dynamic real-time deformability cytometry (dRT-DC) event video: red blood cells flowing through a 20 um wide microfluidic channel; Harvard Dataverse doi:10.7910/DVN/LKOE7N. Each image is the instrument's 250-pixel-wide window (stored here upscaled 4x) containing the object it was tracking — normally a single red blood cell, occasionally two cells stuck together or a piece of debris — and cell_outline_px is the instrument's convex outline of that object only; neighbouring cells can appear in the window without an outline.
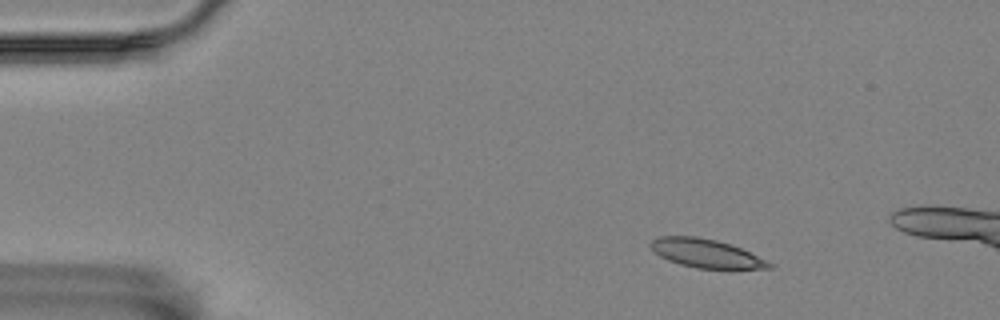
{"species": "Egyptian fruit bat (a non-hibernating species)", "species_latin": "Rousettus aegyptiacus", "temperature_condition": "room temperature", "stored_images_in_passage": 7, "camera_frame_rate_fps": 3000, "um_per_image_px": 0.085, "animal": {"sex": "female"}, "frame": {"image": 1, "passage_image": 1, "time_ms": 0.0, "image_size_px": [1000, 320], "cell_outline_px": [[776, 264], [772, 268], [696, 268], [680, 264], [668, 260], [660, 256], [648, 244], [656, 236], [696, 236], [716, 240], [740, 248]], "centroid_in_image_um": [60.0, 21.53], "position_along_channel_um": 25.0, "area_um2": 19.54}}